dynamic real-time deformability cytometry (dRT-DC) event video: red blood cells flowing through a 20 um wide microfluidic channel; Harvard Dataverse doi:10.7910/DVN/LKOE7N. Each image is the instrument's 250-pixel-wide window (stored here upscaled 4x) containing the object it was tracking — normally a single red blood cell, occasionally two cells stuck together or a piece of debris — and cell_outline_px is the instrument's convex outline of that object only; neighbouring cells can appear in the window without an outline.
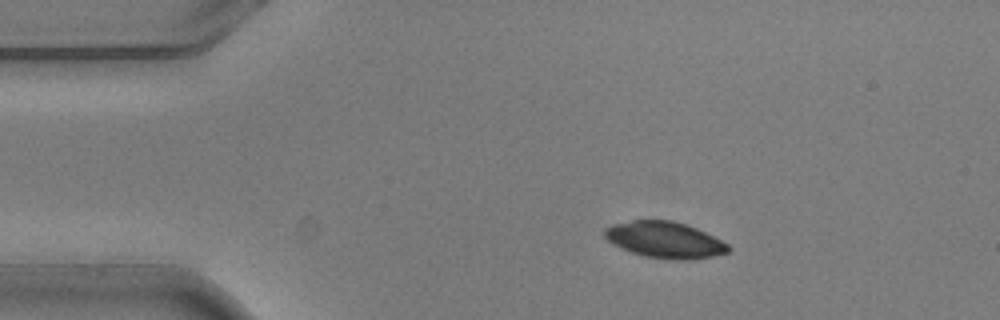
{"species": "common noctule bat (a hibernating species)", "species_latin": "Nyctalus noctula", "temperature_condition": "warm", "stored_images_in_passage": 2, "camera_frame_rate_fps": 3000, "um_per_image_px": 0.085, "animal": {"sex": "male", "body_mass_g": 20.5, "forearm_length_mm": 52.5}, "frame": {"image": 1, "passage_image": 1, "time_ms": 0.0, "image_size_px": [1000, 320], "cell_outline_px": [[732, 248], [728, 252], [712, 256], [692, 260], [676, 260], [644, 256], [620, 248], [612, 244], [604, 236], [604, 228], [612, 224], [632, 220], [672, 220], [696, 228], [728, 244]], "centroid_in_image_um": [56.48, 20.39], "position_along_channel_um": 28.5, "area_um2": 26.13}}